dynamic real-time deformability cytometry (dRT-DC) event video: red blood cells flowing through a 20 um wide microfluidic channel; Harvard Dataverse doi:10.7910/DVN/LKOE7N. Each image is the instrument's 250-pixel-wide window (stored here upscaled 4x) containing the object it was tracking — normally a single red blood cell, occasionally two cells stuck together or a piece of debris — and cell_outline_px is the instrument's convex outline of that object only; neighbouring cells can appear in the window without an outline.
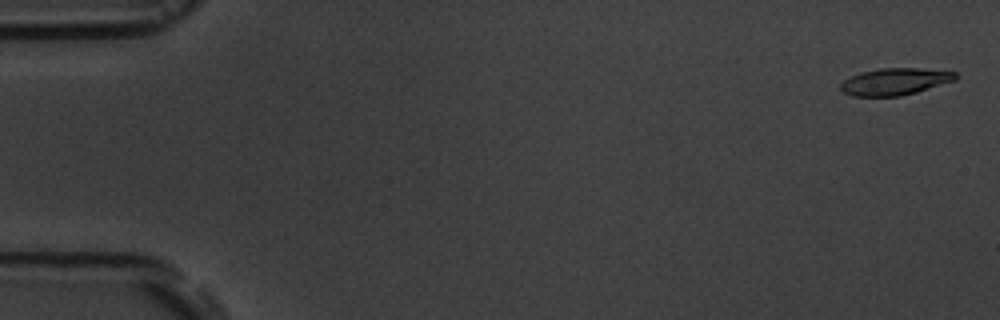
{"species": "common noctule bat (a hibernating species)", "species_latin": "Nyctalus noctula", "temperature_condition": "room temperature", "stored_images_in_passage": 7, "camera_frame_rate_fps": 3000, "um_per_image_px": 0.085, "animal": {"sex": "male", "body_mass_g": 19.5, "forearm_length_mm": 54.6}, "frame": {"image": 1, "passage_image": 1, "time_ms": 0.0, "image_size_px": [1000, 320], "cell_outline_px": [[956, 80], [916, 92], [900, 96], [852, 96], [840, 92], [840, 84], [844, 80], [860, 72], [880, 68], [916, 68], [956, 72]], "centroid_in_image_um": [76.02, 6.94], "position_along_channel_um": 9.0, "area_um2": 17.98}}
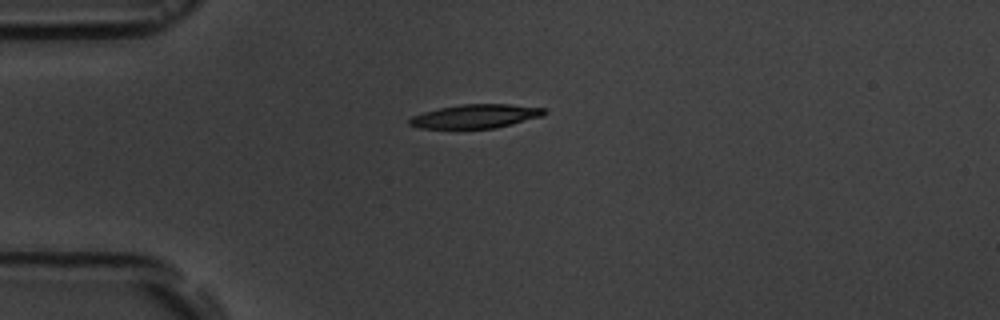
{"frame": {"image": 2, "passage_image": 5, "time_ms": 4.333, "image_size_px": [1000, 320], "cell_outline_px": [[544, 116], [496, 128], [420, 128], [408, 124], [408, 120], [412, 116], [424, 112], [440, 108], [460, 104], [508, 104], [544, 108]], "centroid_in_image_um": [40.42, 9.88], "position_along_channel_um": 44.6, "area_um2": 18.55}}
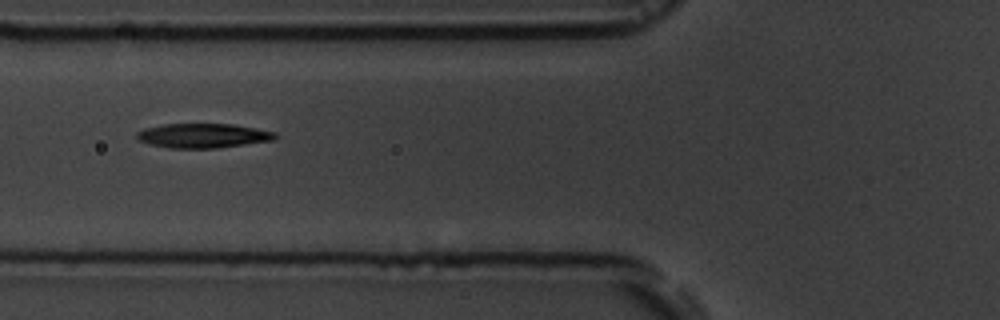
{"frame": {"image": 3, "passage_image": 7, "time_ms": 6.667, "image_size_px": [1000, 320], "cell_outline_px": [[276, 136], [272, 140], [216, 148], [168, 148], [148, 144], [140, 140], [136, 136], [136, 132], [144, 128], [164, 124], [232, 124], [256, 128], [276, 132]], "centroid_in_image_um": [17.21, 11.53], "position_along_channel_um": 108.6, "area_um2": 19.59}}